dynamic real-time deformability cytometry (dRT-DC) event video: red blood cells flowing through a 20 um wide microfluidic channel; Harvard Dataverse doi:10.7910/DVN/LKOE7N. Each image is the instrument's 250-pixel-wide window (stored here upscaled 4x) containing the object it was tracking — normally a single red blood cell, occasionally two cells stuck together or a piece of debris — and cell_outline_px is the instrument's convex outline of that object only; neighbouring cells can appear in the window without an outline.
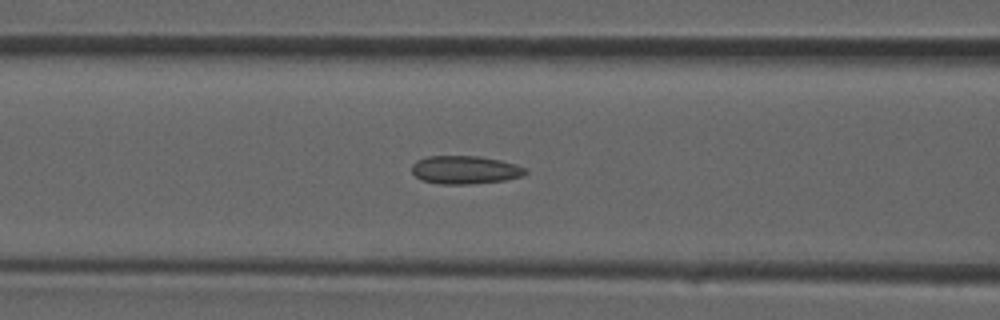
{"species": "common noctule bat (a hibernating species)", "species_latin": "Nyctalus noctula", "temperature_condition": "room temperature", "stored_images_in_passage": 26, "camera_frame_rate_fps": 3000, "um_per_image_px": 0.085, "animal": {"sex": "male", "forearm_length_mm": 52.5}, "frame": {"image": 1, "passage_image": 4, "time_ms": 1.0, "image_size_px": [1000, 320], "cell_outline_px": [[528, 172], [524, 176], [504, 180], [468, 184], [440, 184], [424, 180], [416, 176], [412, 172], [412, 164], [416, 160], [428, 156], [480, 156], [500, 160], [516, 164], [528, 168]], "centroid_in_image_um": [39.57, 14.43], "position_along_channel_um": 127.0, "area_um2": 18.73}}
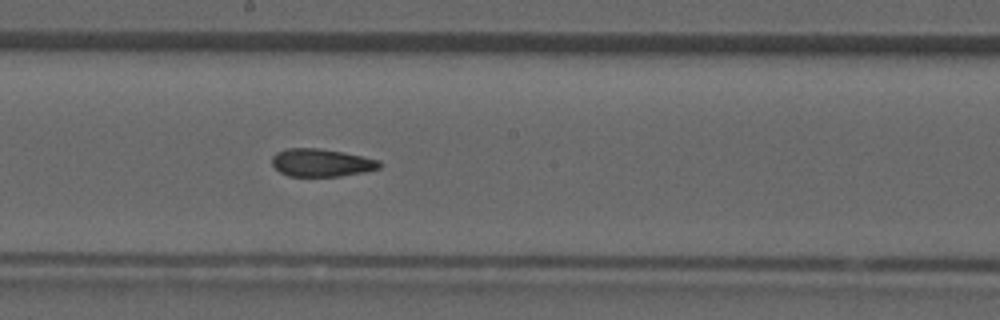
{"frame": {"image": 2, "passage_image": 9, "time_ms": 2.667, "image_size_px": [1000, 320], "cell_outline_px": [[380, 168], [364, 172], [340, 176], [288, 176], [280, 172], [272, 164], [272, 156], [276, 152], [288, 148], [320, 148], [344, 152], [364, 156], [380, 160]], "centroid_in_image_um": [27.32, 13.82], "position_along_channel_um": 220.9, "area_um2": 17.51}}
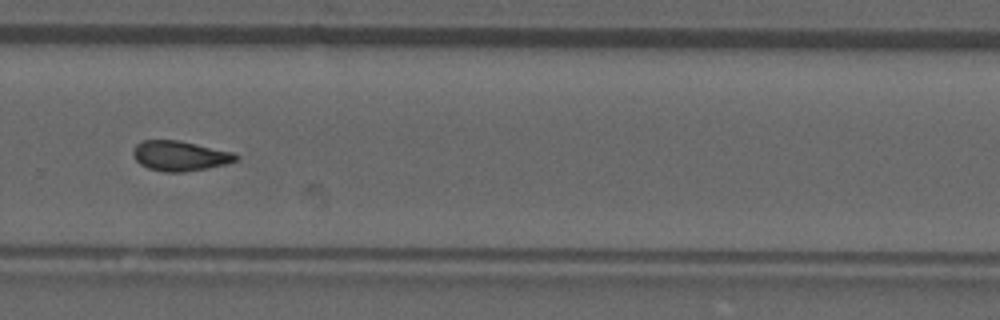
{"frame": {"image": 3, "passage_image": 14, "time_ms": 4.333, "image_size_px": [1000, 320], "cell_outline_px": [[240, 156], [236, 160], [224, 164], [208, 168], [184, 172], [164, 172], [148, 168], [140, 164], [136, 160], [132, 152], [136, 144], [144, 140], [180, 140], [232, 152]], "centroid_in_image_um": [15.27, 13.25], "position_along_channel_um": 314.5, "area_um2": 17.92}}